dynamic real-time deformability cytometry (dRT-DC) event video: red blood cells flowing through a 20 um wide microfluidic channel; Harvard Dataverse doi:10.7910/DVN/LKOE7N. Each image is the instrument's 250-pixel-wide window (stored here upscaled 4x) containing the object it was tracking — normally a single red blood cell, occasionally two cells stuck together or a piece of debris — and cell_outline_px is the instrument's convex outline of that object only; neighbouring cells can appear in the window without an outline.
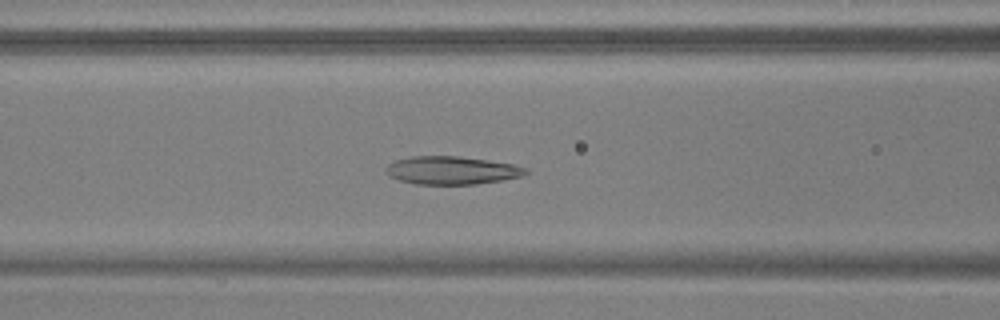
{"species": "common noctule bat (a hibernating species)", "species_latin": "Nyctalus noctula", "temperature_condition": "warm", "stored_images_in_passage": 53, "camera_frame_rate_fps": 3000, "um_per_image_px": 0.085, "animal": {"sex": "male", "body_mass_g": 17.9, "forearm_length_mm": 54.2}, "frame": {"image": 1, "passage_image": 22, "time_ms": 7.0, "image_size_px": [1000, 320], "cell_outline_px": [[528, 172], [520, 176], [500, 180], [476, 184], [416, 184], [400, 180], [388, 176], [384, 172], [384, 168], [388, 164], [396, 160], [412, 156], [456, 156], [488, 160], [512, 164], [528, 168]], "centroid_in_image_um": [38.34, 14.47], "position_along_channel_um": 128.3, "area_um2": 22.77}}
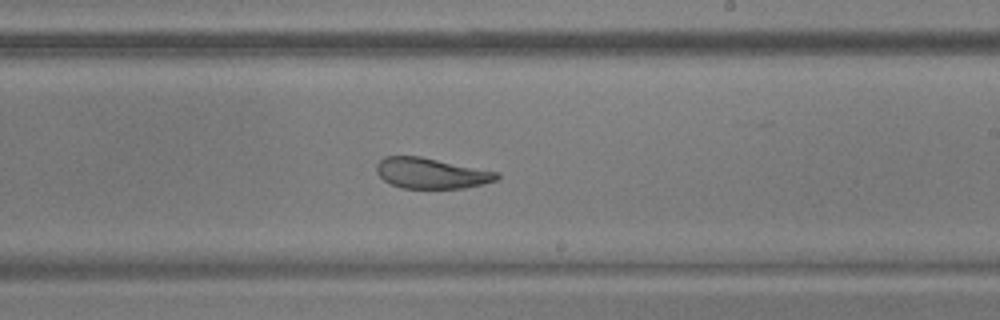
{"frame": {"image": 2, "passage_image": 32, "time_ms": 10.333, "image_size_px": [1000, 320], "cell_outline_px": [[500, 176], [496, 180], [484, 184], [464, 188], [404, 188], [392, 184], [384, 180], [376, 172], [376, 164], [384, 156], [420, 156], [500, 172]], "centroid_in_image_um": [36.67, 14.72], "position_along_channel_um": 252.3, "area_um2": 21.5}}
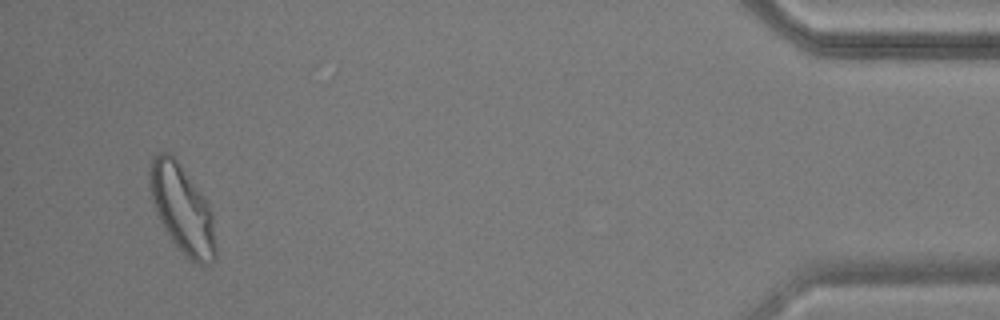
{"frame": {"image": 3, "passage_image": 51, "time_ms": 16.667, "image_size_px": [1000, 320], "cell_outline_px": [[216, 260], [208, 264], [196, 264], [172, 240], [164, 228], [152, 200], [148, 180], [148, 172], [152, 156], [156, 152], [168, 152], [180, 164], [208, 204], [212, 216], [216, 244]], "centroid_in_image_um": [15.47, 17.75], "position_along_channel_um": 419.7, "area_um2": 33.29}, "authors_computed_cell_mechanics": {"area_um2": 25.7788, "velocity_mm_per_s": 3.7295, "shape_relaxation_time_tau1_ms": null, "shape_relaxation_time_tau2_ms": 2.0749, "deformation_change_tau1": null, "deformation_change_tau2": 0.0941}}